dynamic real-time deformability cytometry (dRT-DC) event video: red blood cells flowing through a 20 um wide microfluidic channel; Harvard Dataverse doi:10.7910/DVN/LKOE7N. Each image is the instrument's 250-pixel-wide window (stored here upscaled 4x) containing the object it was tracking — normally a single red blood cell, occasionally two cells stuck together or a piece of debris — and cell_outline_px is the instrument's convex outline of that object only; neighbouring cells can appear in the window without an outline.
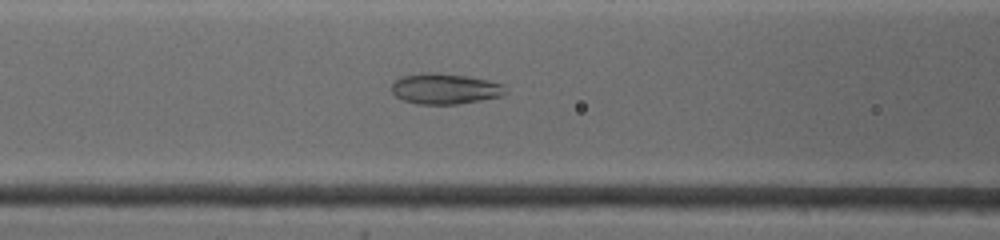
{"species": "common noctule bat (a hibernating species)", "species_latin": "Nyctalus noctula", "temperature_condition": "warm", "stored_images_in_passage": 6, "camera_frame_rate_fps": 4500, "um_per_image_px": 0.085, "animal": {"sex": "female", "body_mass_g": 19.0, "forearm_length_mm": 53.3}, "frame": {"image": 1, "passage_image": 6, "time_ms": 4.0, "image_size_px": [1000, 240], "cell_outline_px": [[508, 92], [500, 96], [480, 100], [456, 104], [416, 104], [404, 100], [396, 96], [392, 92], [392, 84], [396, 80], [404, 76], [428, 72], [440, 72], [488, 80], [500, 84]], "centroid_in_image_um": [37.8, 7.54], "position_along_channel_um": 128.8, "area_um2": 20.06}}